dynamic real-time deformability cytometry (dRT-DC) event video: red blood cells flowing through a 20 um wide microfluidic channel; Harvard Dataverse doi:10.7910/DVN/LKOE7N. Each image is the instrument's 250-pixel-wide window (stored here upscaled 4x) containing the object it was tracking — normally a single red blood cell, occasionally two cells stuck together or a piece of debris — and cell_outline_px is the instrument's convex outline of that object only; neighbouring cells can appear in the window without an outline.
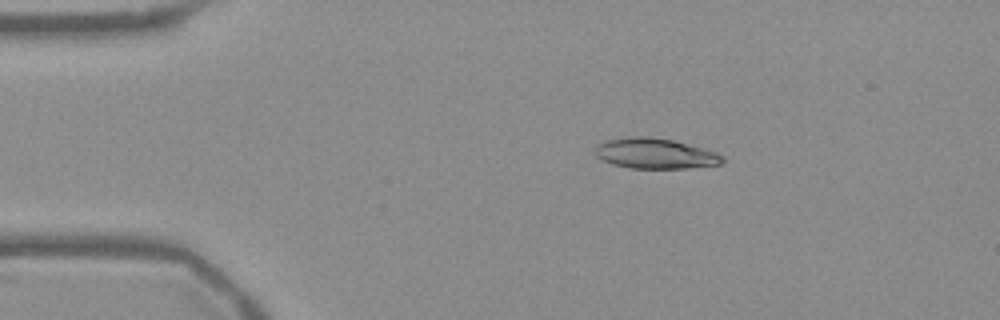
{"species": "Egyptian fruit bat (a non-hibernating species)", "species_latin": "Rousettus aegyptiacus", "temperature_condition": "warm", "stored_images_in_passage": 54, "camera_frame_rate_fps": 3000, "um_per_image_px": 0.085, "frame": {"image": 1, "passage_image": 10, "time_ms": 3.0, "image_size_px": [1000, 320], "cell_outline_px": [[724, 160], [720, 164], [688, 168], [628, 168], [612, 164], [596, 156], [592, 152], [596, 144], [604, 140], [632, 136], [648, 136], [672, 140], [704, 148], [716, 152], [724, 156]], "centroid_in_image_um": [55.64, 13.04], "position_along_channel_um": 29.4, "area_um2": 22.77}}
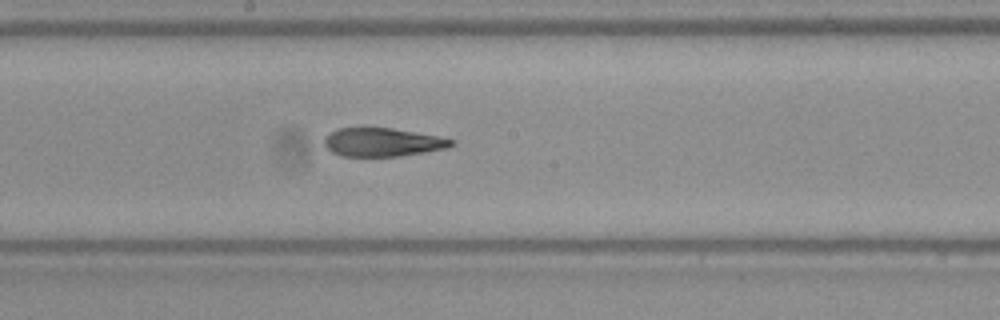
{"frame": {"image": 2, "passage_image": 29, "time_ms": 9.333, "image_size_px": [1000, 320], "cell_outline_px": [[456, 144], [448, 148], [400, 156], [340, 156], [332, 152], [324, 144], [324, 136], [336, 128], [392, 128], [440, 136], [456, 140]], "centroid_in_image_um": [32.54, 12.08], "position_along_channel_um": 215.7, "area_um2": 21.27}}
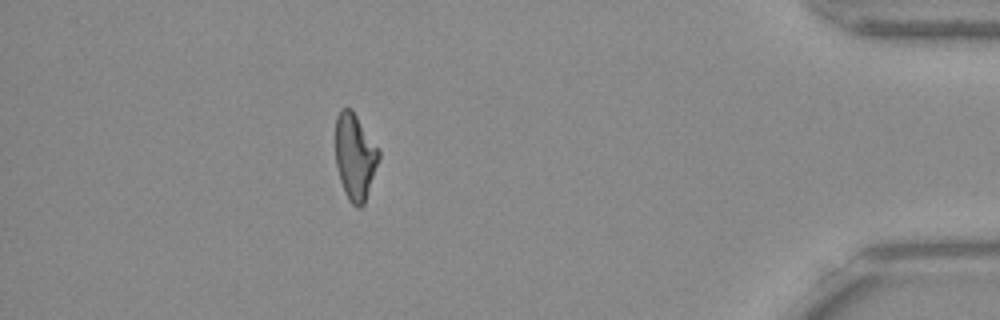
{"frame": {"image": 3, "passage_image": 48, "time_ms": 15.667, "image_size_px": [1000, 320], "cell_outline_px": [[380, 156], [364, 204], [360, 208], [356, 208], [348, 200], [344, 192], [336, 168], [336, 116], [340, 108], [352, 108], [380, 152]], "centroid_in_image_um": [30.15, 13.32], "position_along_channel_um": 405.0, "area_um2": 21.73}, "authors_computed_cell_mechanics": {"area_um2": 22.5998, "velocity_mm_per_s": 3.7829, "shape_relaxation_time_tau1_ms": null, "shape_relaxation_time_tau2_ms": 3.0898, "deformation_change_tau1": null, "deformation_change_tau2": 0.1147}}